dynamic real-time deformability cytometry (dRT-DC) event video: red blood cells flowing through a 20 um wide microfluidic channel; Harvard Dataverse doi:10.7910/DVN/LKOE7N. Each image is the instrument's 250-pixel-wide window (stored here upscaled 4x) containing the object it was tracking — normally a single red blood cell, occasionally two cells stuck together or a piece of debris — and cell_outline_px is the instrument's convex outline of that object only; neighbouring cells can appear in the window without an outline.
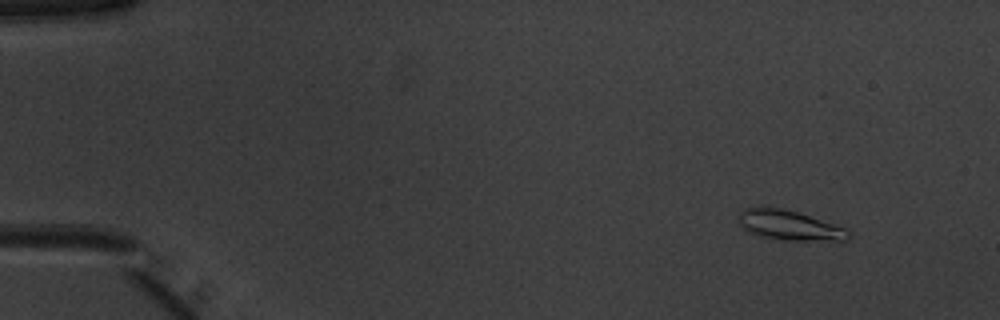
{"species": "common noctule bat (a hibernating species)", "species_latin": "Nyctalus noctula", "temperature_condition": "warm", "stored_images_in_passage": 48, "camera_frame_rate_fps": 3000, "um_per_image_px": 0.085, "animal": {"sex": "male", "body_mass_g": 20.1, "forearm_length_mm": 53.5}, "frame": {"image": 1, "passage_image": 2, "time_ms": 0.333, "image_size_px": [1000, 320], "cell_outline_px": [[852, 236], [848, 240], [780, 240], [760, 236], [748, 232], [740, 224], [740, 212], [744, 208], [780, 208], [796, 212], [844, 228]], "centroid_in_image_um": [67.08, 19.17], "position_along_channel_um": 17.9, "area_um2": 18.5}}
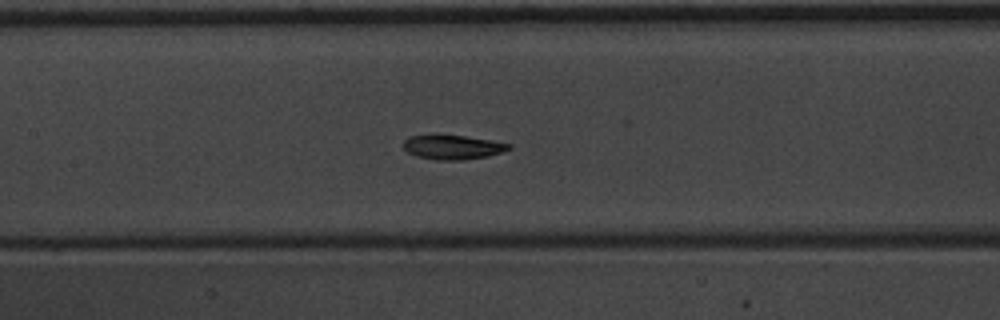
{"frame": {"image": 2, "passage_image": 22, "time_ms": 7.0, "image_size_px": [1000, 320], "cell_outline_px": [[512, 148], [504, 152], [488, 156], [464, 160], [436, 160], [416, 156], [408, 152], [404, 148], [404, 140], [408, 136], [432, 132], [464, 136], [492, 140], [512, 144]], "centroid_in_image_um": [38.46, 12.47], "position_along_channel_um": 168.9, "area_um2": 15.66}}
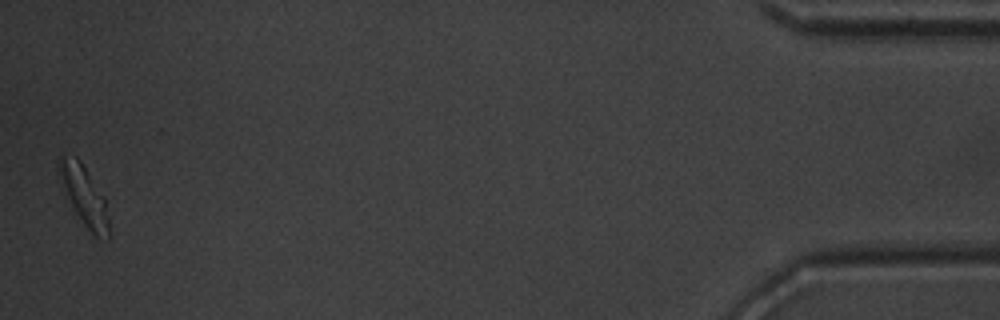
{"frame": {"image": 3, "passage_image": 48, "time_ms": 15.667, "image_size_px": [1000, 320], "cell_outline_px": [[112, 236], [108, 240], [96, 236], [84, 224], [76, 212], [56, 172], [56, 164], [60, 156], [76, 156], [80, 160], [104, 196]], "centroid_in_image_um": [7.18, 16.62], "position_along_channel_um": 428.0, "area_um2": 17.22}, "authors_computed_cell_mechanics": {"area_um2": 15.6927, "velocity_mm_per_s": 3.9545, "shape_relaxation_time_tau1_ms": 3.0182, "shape_relaxation_time_tau2_ms": 1.8725, "deformation_change_tau1": 0.146, "deformation_change_tau2": 0.0771}}